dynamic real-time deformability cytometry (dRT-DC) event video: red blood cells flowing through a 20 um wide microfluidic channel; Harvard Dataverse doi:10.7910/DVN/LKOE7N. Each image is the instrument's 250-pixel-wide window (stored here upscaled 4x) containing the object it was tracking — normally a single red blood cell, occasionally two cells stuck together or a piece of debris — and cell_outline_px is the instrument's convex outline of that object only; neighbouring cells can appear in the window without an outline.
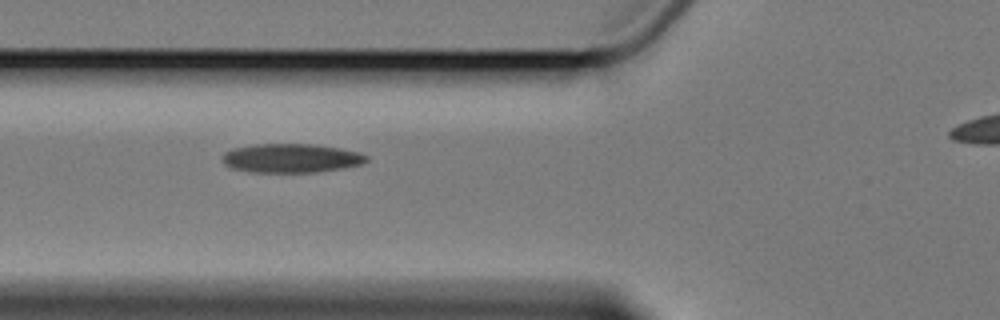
{"species": "Egyptian fruit bat (a non-hibernating species)", "species_latin": "Rousettus aegyptiacus", "temperature_condition": "cold", "stored_images_in_passage": 3, "camera_frame_rate_fps": 3000, "um_per_image_px": 0.085, "animal": {"sex": "female"}, "frame": {"image": 1, "passage_image": 2, "time_ms": 1.333, "image_size_px": [1000, 320], "cell_outline_px": [[368, 160], [360, 164], [340, 168], [312, 172], [248, 172], [232, 168], [224, 164], [220, 160], [220, 156], [224, 152], [232, 148], [256, 144], [312, 144], [340, 148], [360, 152], [368, 156]], "centroid_in_image_um": [24.68, 13.44], "position_along_channel_um": 101.1, "area_um2": 24.39}}
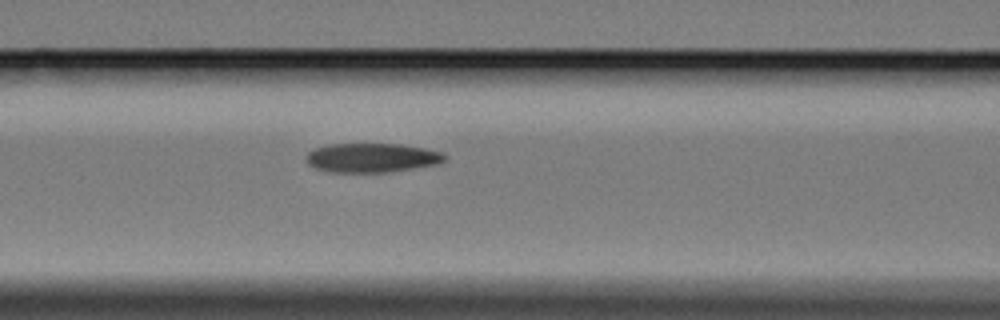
{"frame": {"image": 2, "passage_image": 3, "time_ms": 2.333, "image_size_px": [1000, 320], "cell_outline_px": [[448, 156], [444, 160], [436, 164], [388, 172], [332, 172], [316, 168], [308, 164], [304, 156], [308, 152], [316, 148], [328, 144], [400, 144], [424, 148], [444, 152]], "centroid_in_image_um": [31.6, 13.4], "position_along_channel_um": 135.0, "area_um2": 23.52}}